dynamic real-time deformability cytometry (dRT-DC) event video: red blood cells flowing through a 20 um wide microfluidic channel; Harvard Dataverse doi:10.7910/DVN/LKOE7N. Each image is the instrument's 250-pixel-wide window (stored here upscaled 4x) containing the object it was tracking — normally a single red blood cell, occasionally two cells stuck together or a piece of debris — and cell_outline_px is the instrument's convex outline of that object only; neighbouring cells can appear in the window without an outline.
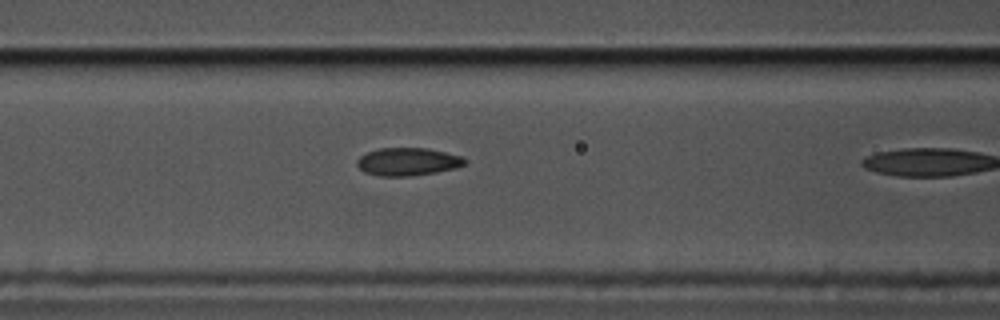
{"species": "common noctule bat (a hibernating species)", "species_latin": "Nyctalus noctula", "temperature_condition": "cold", "stored_images_in_passage": 22, "camera_frame_rate_fps": 3000, "um_per_image_px": 0.085, "animal": {"sex": "male", "body_mass_g": 17.5, "forearm_length_mm": 52.3}, "frame": {"image": 1, "passage_image": 21, "time_ms": 6.667, "image_size_px": [1000, 320], "cell_outline_px": [[468, 160], [464, 164], [456, 168], [436, 172], [412, 176], [380, 176], [364, 172], [356, 164], [356, 160], [360, 156], [368, 152], [380, 148], [428, 148], [464, 156]], "centroid_in_image_um": [34.69, 13.74], "position_along_channel_um": 131.9, "area_um2": 17.63}}